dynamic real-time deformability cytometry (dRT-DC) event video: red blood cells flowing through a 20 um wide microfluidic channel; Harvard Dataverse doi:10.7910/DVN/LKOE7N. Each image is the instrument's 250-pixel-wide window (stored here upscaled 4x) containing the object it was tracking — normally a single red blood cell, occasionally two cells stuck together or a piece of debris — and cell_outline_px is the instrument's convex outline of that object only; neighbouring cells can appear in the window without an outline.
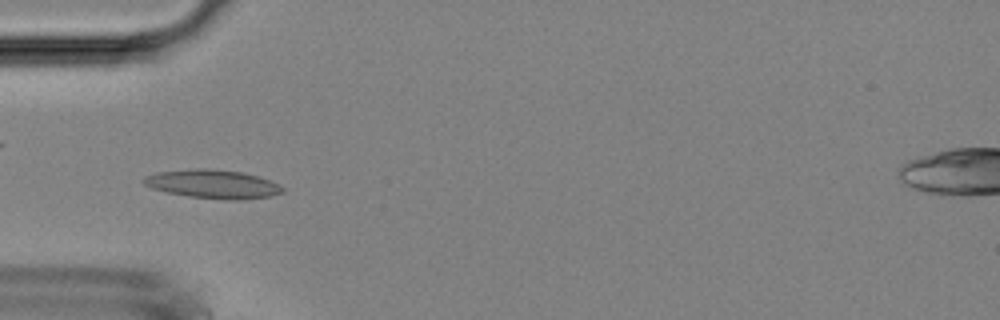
{"species": "Egyptian fruit bat (a non-hibernating species)", "species_latin": "Rousettus aegyptiacus", "temperature_condition": "room temperature", "stored_images_in_passage": 50, "camera_frame_rate_fps": 3000, "um_per_image_px": 0.085, "animal": {"sex": "female"}, "frame": {"image": 1, "passage_image": 14, "time_ms": 4.333, "image_size_px": [1000, 320], "cell_outline_px": [[284, 192], [268, 196], [240, 200], [228, 200], [188, 196], [164, 192], [152, 188], [144, 184], [140, 180], [144, 176], [156, 172], [196, 168], [208, 168], [244, 172], [260, 176], [280, 184], [284, 188]], "centroid_in_image_um": [18.08, 15.63], "position_along_channel_um": 66.9, "area_um2": 23.52}}
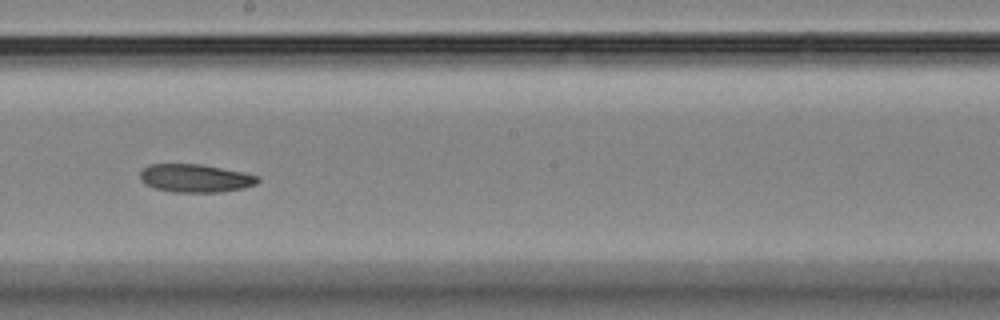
{"frame": {"image": 2, "passage_image": 27, "time_ms": 8.667, "image_size_px": [1000, 320], "cell_outline_px": [[260, 180], [256, 184], [244, 188], [220, 192], [172, 192], [156, 188], [144, 184], [140, 180], [140, 172], [148, 164], [200, 164], [244, 172], [260, 176]], "centroid_in_image_um": [16.61, 15.15], "position_along_channel_um": 231.6, "area_um2": 19.42}}
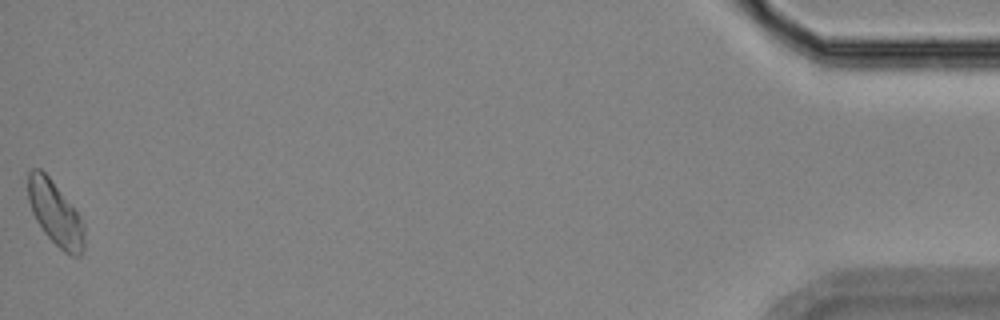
{"frame": {"image": 3, "passage_image": 50, "time_ms": 16.333, "image_size_px": [1000, 320], "cell_outline_px": [[84, 248], [80, 256], [72, 256], [64, 252], [44, 232], [36, 220], [32, 212], [28, 200], [28, 172], [32, 168], [40, 168], [48, 176], [76, 212], [84, 224]], "centroid_in_image_um": [4.68, 18.15], "position_along_channel_um": 430.5, "area_um2": 20.58}}